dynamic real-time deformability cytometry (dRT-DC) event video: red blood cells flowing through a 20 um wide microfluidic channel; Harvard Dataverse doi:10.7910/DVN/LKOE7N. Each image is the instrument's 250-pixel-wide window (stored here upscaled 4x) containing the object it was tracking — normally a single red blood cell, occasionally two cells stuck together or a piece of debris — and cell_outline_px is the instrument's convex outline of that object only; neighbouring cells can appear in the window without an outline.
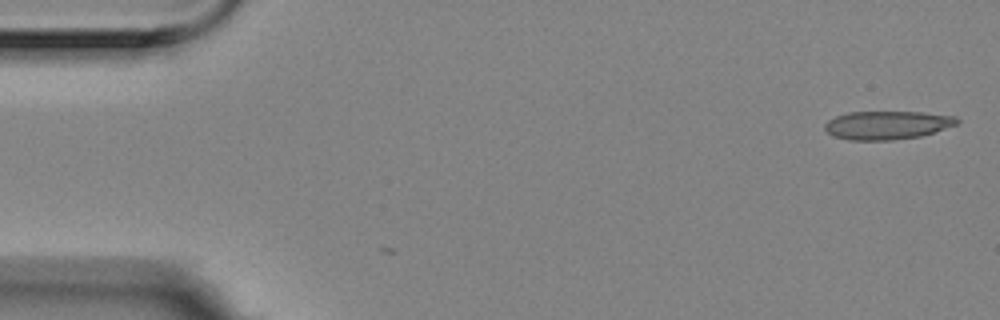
{"species": "Egyptian fruit bat (a non-hibernating species)", "species_latin": "Rousettus aegyptiacus", "temperature_condition": "room temperature", "stored_images_in_passage": 2, "camera_frame_rate_fps": 3000, "um_per_image_px": 0.085, "animal": {"sex": "female"}, "frame": {"image": 1, "passage_image": 2, "time_ms": 0.333, "image_size_px": [1000, 320], "cell_outline_px": [[960, 120], [956, 124], [920, 136], [892, 140], [848, 140], [832, 136], [824, 128], [824, 124], [828, 120], [836, 116], [848, 112], [920, 112], [956, 116]], "centroid_in_image_um": [75.36, 10.63], "position_along_channel_um": 9.6, "area_um2": 21.79}}